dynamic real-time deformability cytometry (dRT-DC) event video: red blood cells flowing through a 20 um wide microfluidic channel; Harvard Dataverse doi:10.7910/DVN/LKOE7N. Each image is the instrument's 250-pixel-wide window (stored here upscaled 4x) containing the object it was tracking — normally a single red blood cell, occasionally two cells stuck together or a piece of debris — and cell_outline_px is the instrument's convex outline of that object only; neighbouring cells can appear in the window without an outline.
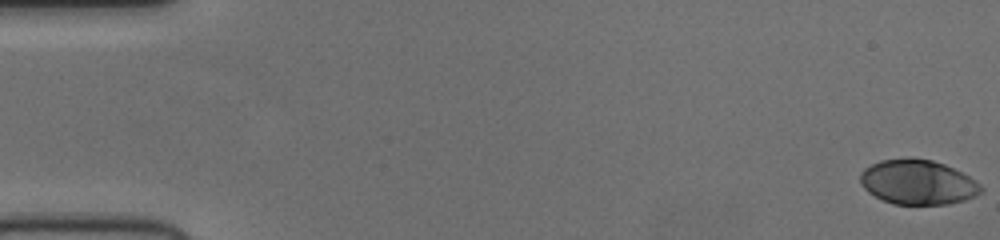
{"species": "human", "species_latin": "Homo sapiens", "temperature_condition": "cold", "stored_images_in_passage": 53, "camera_frame_rate_fps": 3000, "um_per_image_px": 0.085, "donor": {"sex": "female"}, "frame": {"image": 1, "passage_image": 1, "time_ms": 0.0, "image_size_px": [1000, 240], "cell_outline_px": [[984, 188], [980, 192], [964, 200], [948, 204], [892, 204], [868, 192], [864, 188], [860, 180], [860, 172], [864, 168], [880, 160], [908, 156], [932, 160], [944, 164], [968, 176], [980, 184]], "centroid_in_image_um": [77.97, 15.46], "position_along_channel_um": 7.0, "area_um2": 31.44}}
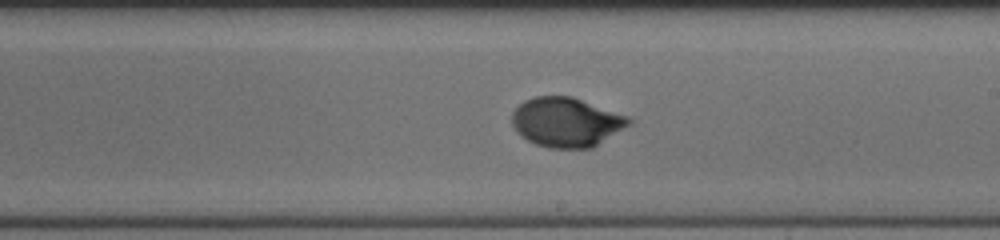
{"frame": {"image": 2, "passage_image": 31, "time_ms": 10.0, "image_size_px": [1000, 240], "cell_outline_px": [[632, 120], [628, 124], [592, 148], [548, 148], [536, 144], [520, 136], [516, 132], [512, 124], [512, 112], [524, 100], [536, 96], [572, 96], [628, 116]], "centroid_in_image_um": [48.08, 10.38], "position_along_channel_um": 240.9, "area_um2": 33.41}}
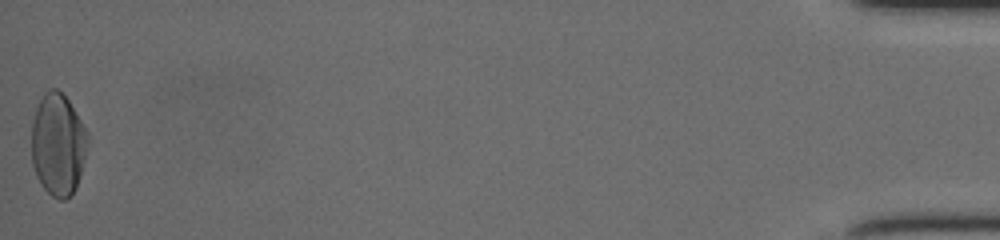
{"frame": {"image": 3, "passage_image": 53, "time_ms": 17.333, "image_size_px": [1000, 240], "cell_outline_px": [[88, 140], [84, 160], [76, 188], [64, 200], [60, 200], [52, 196], [40, 184], [36, 176], [32, 164], [32, 120], [36, 108], [44, 92], [48, 88], [56, 88], [68, 100], [88, 132]], "centroid_in_image_um": [4.91, 12.28], "position_along_channel_um": 430.3, "area_um2": 33.35}}